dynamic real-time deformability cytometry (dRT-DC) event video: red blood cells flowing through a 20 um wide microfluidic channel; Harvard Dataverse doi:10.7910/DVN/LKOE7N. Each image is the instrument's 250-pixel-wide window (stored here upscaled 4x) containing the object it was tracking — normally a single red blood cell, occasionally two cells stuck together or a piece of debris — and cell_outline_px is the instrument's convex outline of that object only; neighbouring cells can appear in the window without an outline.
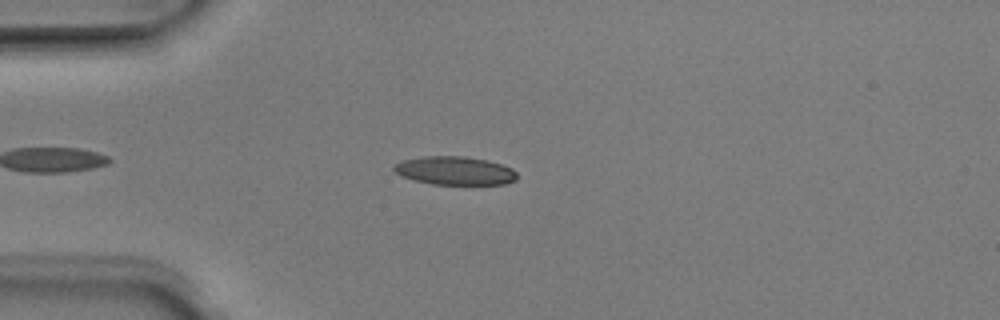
{"species": "Egyptian fruit bat (a non-hibernating species)", "species_latin": "Rousettus aegyptiacus", "temperature_condition": "room temperature", "stored_images_in_passage": 4, "camera_frame_rate_fps": 3000, "um_per_image_px": 0.085, "animal": {"sex": "male"}, "frame": {"image": 1, "passage_image": 4, "time_ms": 1.0, "image_size_px": [1000, 320], "cell_outline_px": [[516, 180], [504, 184], [432, 184], [400, 176], [392, 168], [400, 160], [424, 156], [464, 156], [488, 160], [512, 168], [516, 172]], "centroid_in_image_um": [38.65, 14.5], "position_along_channel_um": 46.4, "area_um2": 20.35}}